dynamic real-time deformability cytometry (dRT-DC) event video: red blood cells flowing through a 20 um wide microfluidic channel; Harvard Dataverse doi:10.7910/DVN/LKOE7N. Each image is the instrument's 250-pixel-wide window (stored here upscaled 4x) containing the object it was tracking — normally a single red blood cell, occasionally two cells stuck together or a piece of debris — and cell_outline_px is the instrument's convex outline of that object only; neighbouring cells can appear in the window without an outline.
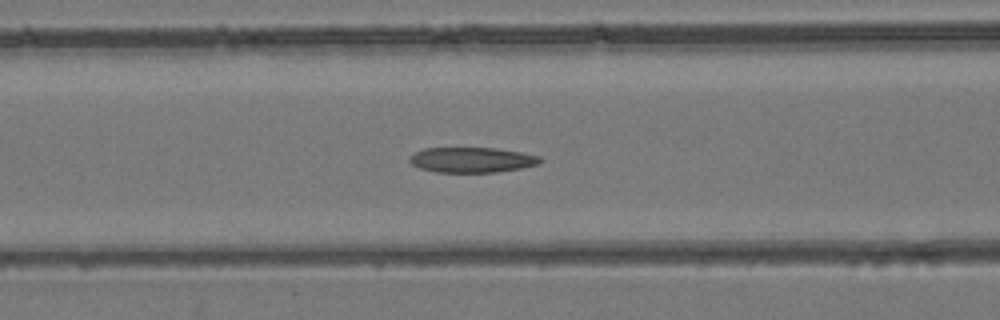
{"species": "common noctule bat (a hibernating species)", "species_latin": "Nyctalus noctula", "temperature_condition": "room temperature", "stored_images_in_passage": 47, "camera_frame_rate_fps": 3000, "um_per_image_px": 0.085, "animal": {"sex": "female", "body_mass_g": 24.6, "forearm_length_mm": 56.2}, "frame": {"image": 1, "passage_image": 19, "time_ms": 6.0, "image_size_px": [1000, 320], "cell_outline_px": [[544, 160], [540, 164], [520, 168], [496, 172], [436, 172], [420, 168], [412, 164], [408, 160], [408, 156], [424, 148], [496, 148], [520, 152], [540, 156]], "centroid_in_image_um": [40.12, 13.59], "position_along_channel_um": 126.5, "area_um2": 19.25}}
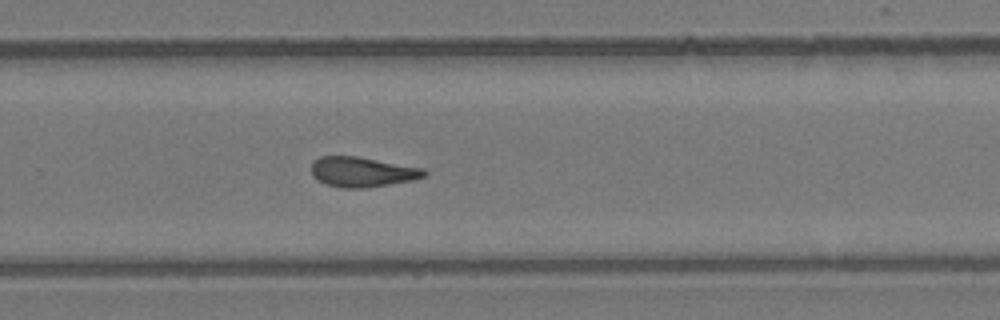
{"frame": {"image": 2, "passage_image": 31, "time_ms": 10.0, "image_size_px": [1000, 320], "cell_outline_px": [[428, 172], [424, 176], [416, 180], [364, 188], [340, 188], [328, 184], [312, 176], [312, 160], [320, 156], [356, 156], [424, 168]], "centroid_in_image_um": [30.81, 14.61], "position_along_channel_um": 299.0, "area_um2": 19.77}}
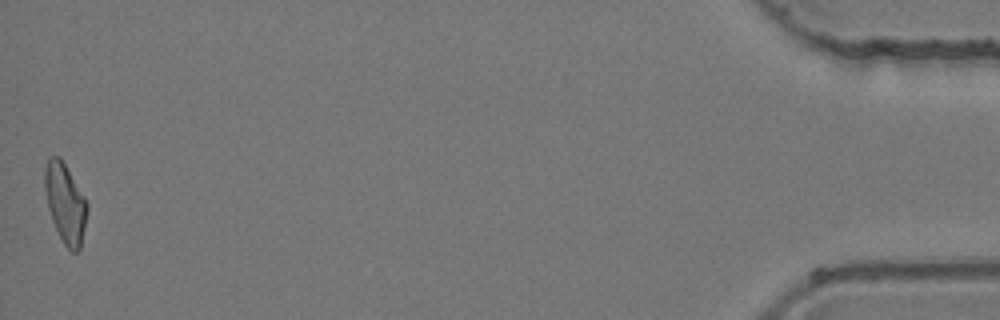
{"frame": {"image": 3, "passage_image": 47, "time_ms": 15.333, "image_size_px": [1000, 320], "cell_outline_px": [[88, 212], [80, 248], [76, 252], [72, 252], [64, 244], [52, 220], [48, 208], [44, 188], [44, 168], [48, 156], [60, 156], [88, 204]], "centroid_in_image_um": [5.53, 17.24], "position_along_channel_um": 429.7, "area_um2": 19.54}}